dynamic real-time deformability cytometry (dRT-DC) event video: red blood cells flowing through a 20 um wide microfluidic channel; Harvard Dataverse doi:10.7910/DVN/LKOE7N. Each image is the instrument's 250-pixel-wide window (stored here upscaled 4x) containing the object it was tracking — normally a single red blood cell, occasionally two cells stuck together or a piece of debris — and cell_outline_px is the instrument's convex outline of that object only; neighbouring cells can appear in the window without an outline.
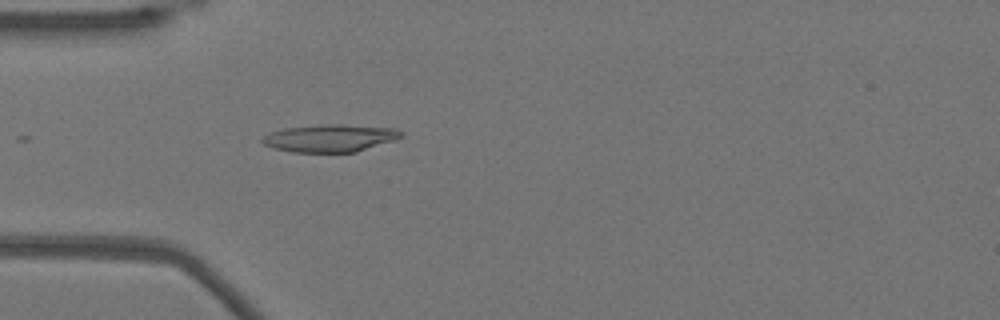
{"species": "Egyptian fruit bat (a non-hibernating species)", "species_latin": "Rousettus aegyptiacus", "temperature_condition": "warm", "stored_images_in_passage": 5, "camera_frame_rate_fps": 3000, "um_per_image_px": 0.085, "animal": {"sex": "female"}, "frame": {"image": 1, "passage_image": 1, "time_ms": 0.0, "image_size_px": [1000, 320], "cell_outline_px": [[404, 136], [396, 140], [356, 152], [292, 152], [272, 148], [264, 144], [260, 140], [264, 136], [272, 132], [284, 128], [324, 124], [340, 124], [396, 128], [404, 132]], "centroid_in_image_um": [28.1, 11.74], "position_along_channel_um": 56.9, "area_um2": 22.43}}
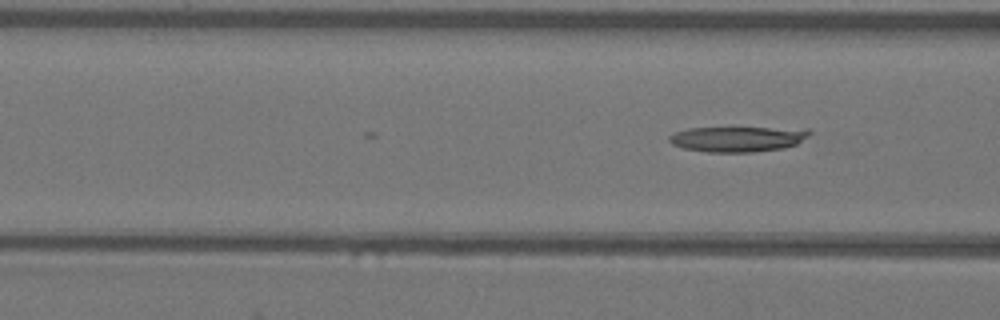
{"frame": {"image": 2, "passage_image": 5, "time_ms": 1.333, "image_size_px": [1000, 320], "cell_outline_px": [[812, 132], [808, 136], [796, 144], [784, 148], [752, 152], [708, 152], [684, 148], [672, 144], [668, 140], [668, 136], [676, 132], [688, 128], [808, 128]], "centroid_in_image_um": [62.72, 11.81], "position_along_channel_um": 103.9, "area_um2": 20.69}}